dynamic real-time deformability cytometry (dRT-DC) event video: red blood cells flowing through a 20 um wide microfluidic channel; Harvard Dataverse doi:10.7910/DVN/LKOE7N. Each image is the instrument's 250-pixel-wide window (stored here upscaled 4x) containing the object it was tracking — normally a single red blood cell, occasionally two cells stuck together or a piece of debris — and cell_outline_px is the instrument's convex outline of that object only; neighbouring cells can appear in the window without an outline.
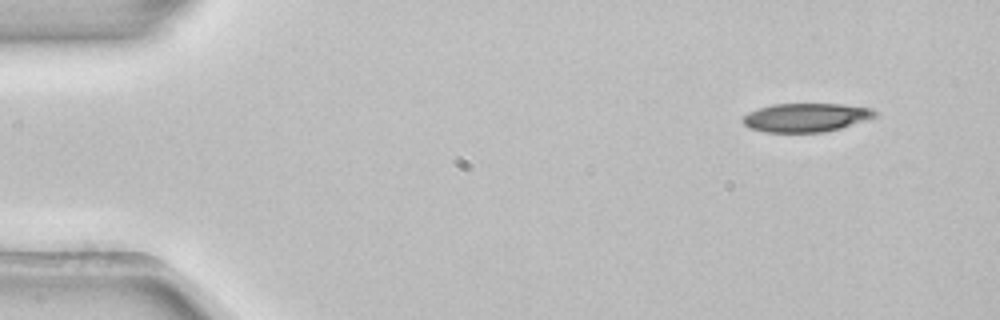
{"species": "common noctule bat (a hibernating species)", "species_latin": "Nyctalus noctula", "temperature_condition": "room temperature", "stored_images_in_passage": 4, "camera_frame_rate_fps": 3000, "um_per_image_px": 0.085, "animal": {"sex": "female", "body_mass_g": 22.7, "forearm_length_mm": 54.2}, "frame": {"image": 1, "passage_image": 1, "time_ms": 0.0, "image_size_px": [1000, 320], "cell_outline_px": [[880, 116], [840, 128], [824, 132], [764, 132], [748, 128], [740, 120], [748, 112], [772, 104], [840, 104], [872, 108], [880, 112]], "centroid_in_image_um": [68.54, 9.99], "position_along_channel_um": 16.5, "area_um2": 22.31}}
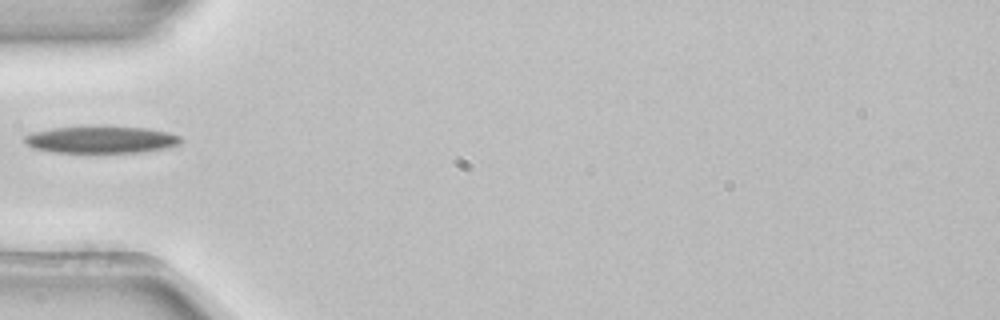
{"frame": {"image": 2, "passage_image": 4, "time_ms": 1.0, "image_size_px": [1000, 320], "cell_outline_px": [[184, 140], [168, 148], [140, 152], [56, 152], [32, 148], [24, 144], [24, 136], [32, 132], [52, 128], [148, 128], [168, 132], [180, 136]], "centroid_in_image_um": [8.59, 11.89], "position_along_channel_um": 76.4, "area_um2": 23.99}}